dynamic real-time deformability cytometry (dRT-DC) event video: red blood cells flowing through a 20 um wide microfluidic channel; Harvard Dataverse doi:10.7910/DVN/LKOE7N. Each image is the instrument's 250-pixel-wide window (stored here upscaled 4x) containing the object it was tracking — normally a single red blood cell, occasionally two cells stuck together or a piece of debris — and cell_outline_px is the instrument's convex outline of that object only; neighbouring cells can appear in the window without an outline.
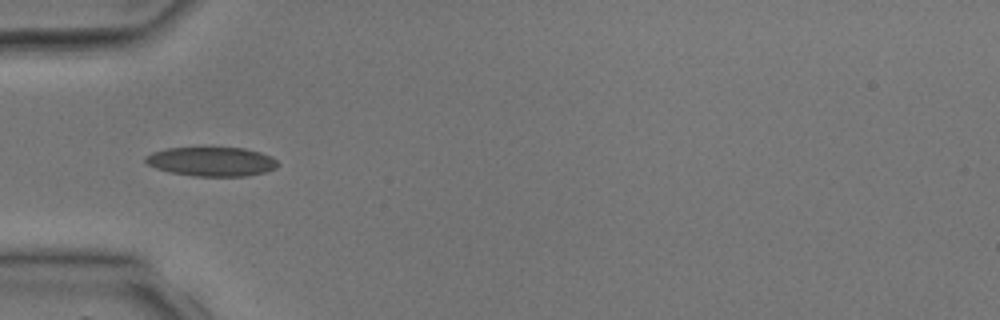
{"species": "common noctule bat (a hibernating species)", "species_latin": "Nyctalus noctula", "temperature_condition": "room temperature", "stored_images_in_passage": 3, "camera_frame_rate_fps": 3000, "um_per_image_px": 0.085, "animal": {"sex": "male", "body_mass_g": 17.9, "forearm_length_mm": 54.2}, "frame": {"image": 1, "passage_image": 3, "time_ms": 2.333, "image_size_px": [1000, 320], "cell_outline_px": [[280, 164], [276, 168], [264, 172], [244, 176], [196, 176], [168, 172], [156, 168], [148, 164], [144, 160], [144, 156], [152, 152], [164, 148], [244, 148], [260, 152], [272, 156]], "centroid_in_image_um": [17.98, 13.73], "position_along_channel_um": 67.0, "area_um2": 22.54}}